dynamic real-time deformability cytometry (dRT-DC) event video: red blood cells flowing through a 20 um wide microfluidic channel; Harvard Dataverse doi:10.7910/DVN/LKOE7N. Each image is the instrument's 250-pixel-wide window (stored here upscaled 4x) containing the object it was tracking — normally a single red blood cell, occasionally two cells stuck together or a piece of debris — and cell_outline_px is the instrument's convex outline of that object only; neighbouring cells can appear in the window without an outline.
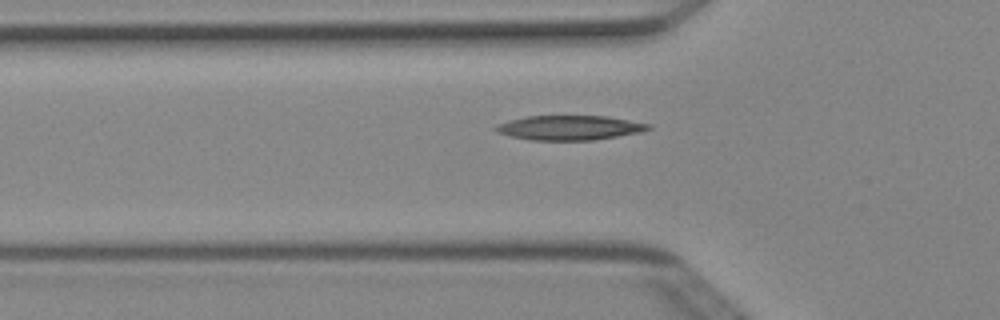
{"species": "Egyptian fruit bat (a non-hibernating species)", "species_latin": "Rousettus aegyptiacus", "temperature_condition": "cold", "stored_images_in_passage": 32, "camera_frame_rate_fps": 3000, "um_per_image_px": 0.085, "animal": {"sex": "female"}, "frame": {"image": 1, "passage_image": 3, "time_ms": 0.667, "image_size_px": [1000, 320], "cell_outline_px": [[652, 128], [640, 132], [592, 140], [532, 140], [512, 136], [496, 132], [492, 128], [508, 120], [528, 116], [608, 116], [652, 124]], "centroid_in_image_um": [48.43, 10.85], "position_along_channel_um": 77.4, "area_um2": 21.73}}
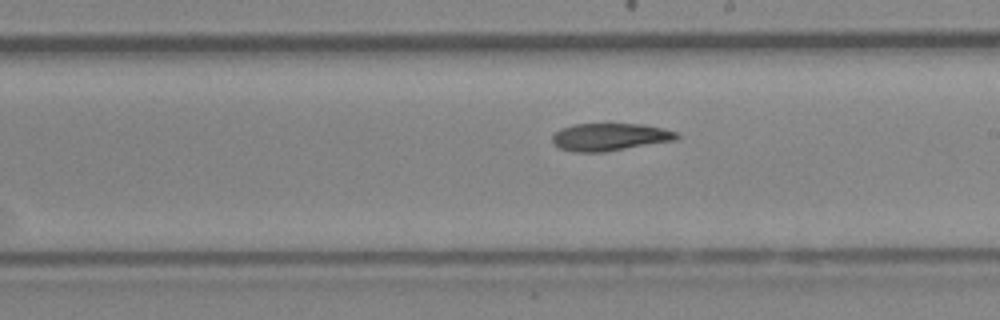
{"frame": {"image": 2, "passage_image": 15, "time_ms": 4.667, "image_size_px": [1000, 320], "cell_outline_px": [[680, 136], [676, 140], [604, 152], [572, 152], [560, 148], [552, 144], [552, 136], [560, 128], [576, 124], [644, 124], [664, 128], [676, 132]], "centroid_in_image_um": [51.83, 11.64], "position_along_channel_um": 237.2, "area_um2": 20.06}}
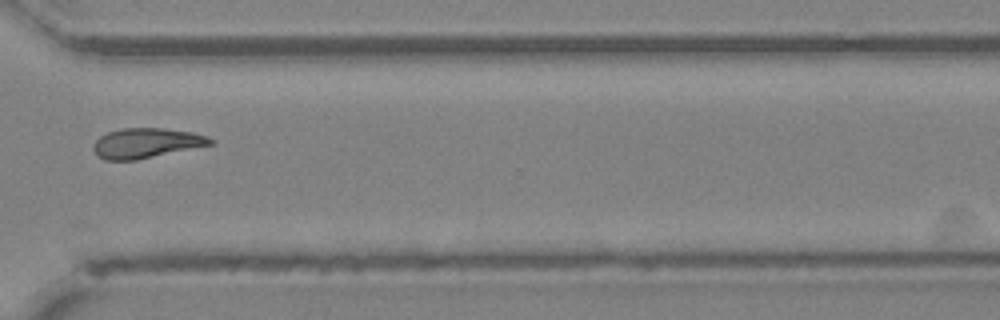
{"frame": {"image": 3, "passage_image": 24, "time_ms": 7.667, "image_size_px": [1000, 320], "cell_outline_px": [[216, 144], [136, 160], [104, 160], [96, 156], [92, 148], [92, 144], [100, 136], [108, 132], [120, 128], [164, 128], [192, 132], [208, 136], [216, 140]], "centroid_in_image_um": [12.45, 12.16], "position_along_channel_um": 358.1, "area_um2": 20.81}, "authors_computed_cell_mechanics": {"area_um2": 20.5479, "velocity_mm_per_s": 4.0055, "shape_relaxation_time_tau1_ms": 6.3404, "shape_relaxation_time_tau2_ms": 10.6238, "deformation_change_tau1": 0.1645, "deformation_change_tau2": 0.1923}}